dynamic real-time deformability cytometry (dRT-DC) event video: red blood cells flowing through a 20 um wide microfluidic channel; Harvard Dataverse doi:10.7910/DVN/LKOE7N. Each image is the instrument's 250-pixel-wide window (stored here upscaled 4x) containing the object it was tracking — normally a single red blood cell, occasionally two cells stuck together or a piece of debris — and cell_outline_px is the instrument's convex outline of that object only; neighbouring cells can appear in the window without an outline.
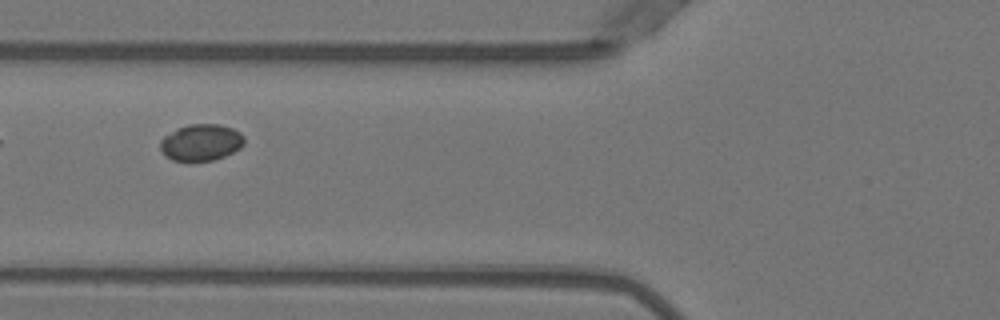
{"species": "Egyptian fruit bat (a non-hibernating species)", "species_latin": "Rousettus aegyptiacus", "temperature_condition": "warm", "stored_images_in_passage": 4, "camera_frame_rate_fps": 3000, "um_per_image_px": 0.085, "animal": {"sex": "female"}, "frame": {"image": 1, "passage_image": 4, "time_ms": 1.0, "image_size_px": [1000, 320], "cell_outline_px": [[244, 144], [240, 148], [224, 156], [212, 160], [188, 164], [172, 160], [164, 156], [160, 148], [160, 140], [164, 136], [176, 128], [188, 124], [220, 124], [232, 128], [240, 132], [244, 136]], "centroid_in_image_um": [17.05, 12.14], "position_along_channel_um": 108.8, "area_um2": 18.5}}